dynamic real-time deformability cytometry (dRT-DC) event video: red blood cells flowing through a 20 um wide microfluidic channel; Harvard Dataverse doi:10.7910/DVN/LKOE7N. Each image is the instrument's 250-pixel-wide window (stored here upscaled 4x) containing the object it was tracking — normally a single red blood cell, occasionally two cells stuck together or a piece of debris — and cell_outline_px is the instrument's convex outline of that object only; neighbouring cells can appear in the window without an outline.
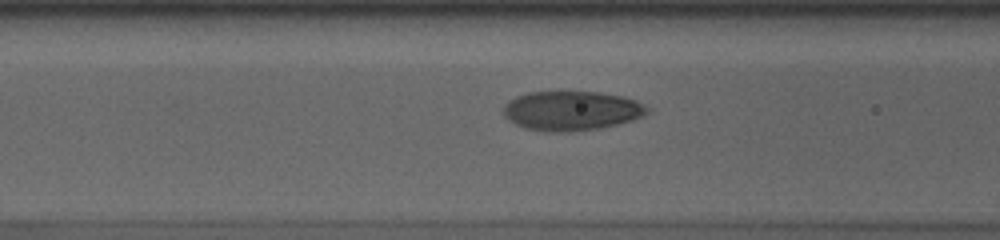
{"species": "human", "species_latin": "Homo sapiens", "temperature_condition": "cold", "stored_images_in_passage": 13, "camera_frame_rate_fps": 3000, "um_per_image_px": 0.085, "donor": {"sex": "male"}, "frame": {"image": 1, "passage_image": 11, "time_ms": 3.333, "image_size_px": [1000, 240], "cell_outline_px": [[652, 108], [644, 116], [632, 120], [600, 128], [560, 132], [544, 132], [524, 128], [508, 120], [504, 116], [504, 104], [508, 100], [516, 96], [528, 92], [600, 92], [624, 96], [636, 100]], "centroid_in_image_um": [48.59, 9.41], "position_along_channel_um": 118.0, "area_um2": 33.29}}